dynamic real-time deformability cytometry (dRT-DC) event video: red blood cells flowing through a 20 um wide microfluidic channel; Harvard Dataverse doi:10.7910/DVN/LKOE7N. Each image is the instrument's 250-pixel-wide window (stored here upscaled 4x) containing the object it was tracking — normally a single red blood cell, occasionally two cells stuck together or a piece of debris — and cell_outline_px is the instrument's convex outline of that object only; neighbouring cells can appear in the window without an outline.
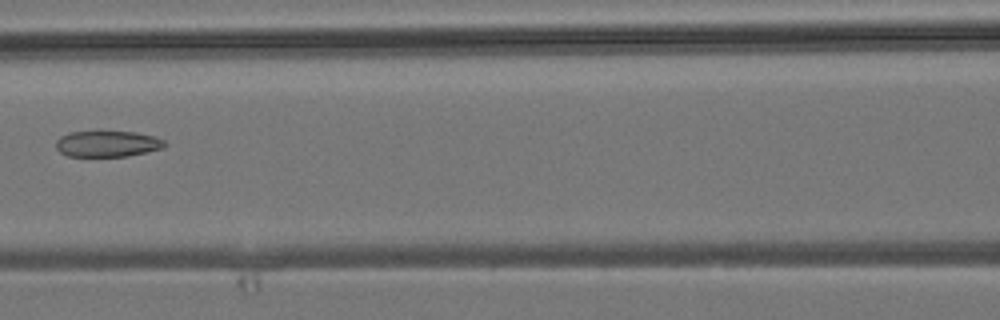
{"species": "common noctule bat (a hibernating species)", "species_latin": "Nyctalus noctula", "temperature_condition": "room temperature", "stored_images_in_passage": 5, "camera_frame_rate_fps": 3000, "um_per_image_px": 0.085, "animal": {"sex": "male", "body_mass_g": 19.2, "forearm_length_mm": 51.8}, "frame": {"image": 1, "passage_image": 5, "time_ms": 5.667, "image_size_px": [1000, 320], "cell_outline_px": [[168, 144], [164, 148], [148, 152], [128, 156], [68, 156], [60, 152], [56, 148], [56, 140], [60, 136], [68, 132], [96, 128], [100, 128], [136, 132], [156, 136], [164, 140]], "centroid_in_image_um": [9.13, 12.16], "position_along_channel_um": 157.5, "area_um2": 17.69}}